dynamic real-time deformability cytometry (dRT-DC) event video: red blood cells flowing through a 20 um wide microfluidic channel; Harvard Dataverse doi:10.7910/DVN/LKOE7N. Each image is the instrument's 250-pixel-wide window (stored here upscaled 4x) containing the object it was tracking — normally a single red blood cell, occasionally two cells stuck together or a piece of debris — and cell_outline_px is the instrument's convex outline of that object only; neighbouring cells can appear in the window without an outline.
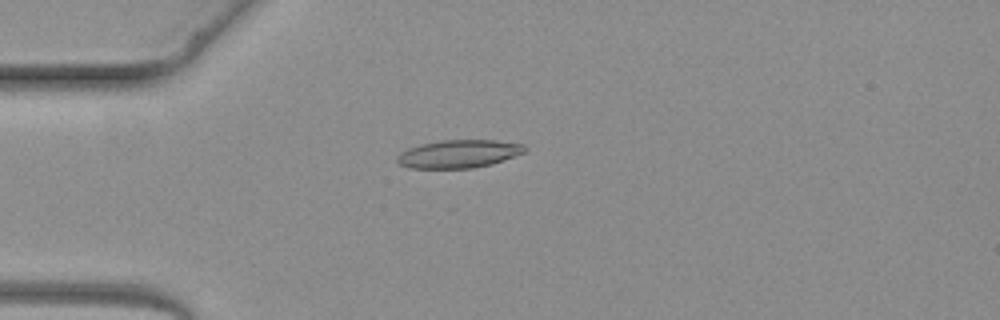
{"species": "common noctule bat (a hibernating species)", "species_latin": "Nyctalus noctula", "temperature_condition": "warm", "stored_images_in_passage": 2, "camera_frame_rate_fps": 3000, "um_per_image_px": 0.085, "animal": {"sex": "female", "body_mass_g": 19.3, "forearm_length_mm": 54.1}, "frame": {"image": 1, "passage_image": 1, "time_ms": 0.0, "image_size_px": [1000, 320], "cell_outline_px": [[528, 148], [524, 152], [504, 160], [492, 164], [472, 168], [408, 168], [400, 164], [396, 160], [396, 156], [400, 152], [408, 148], [420, 144], [440, 140], [496, 140], [524, 144]], "centroid_in_image_um": [38.98, 13.07], "position_along_channel_um": 46.0, "area_um2": 20.98}}